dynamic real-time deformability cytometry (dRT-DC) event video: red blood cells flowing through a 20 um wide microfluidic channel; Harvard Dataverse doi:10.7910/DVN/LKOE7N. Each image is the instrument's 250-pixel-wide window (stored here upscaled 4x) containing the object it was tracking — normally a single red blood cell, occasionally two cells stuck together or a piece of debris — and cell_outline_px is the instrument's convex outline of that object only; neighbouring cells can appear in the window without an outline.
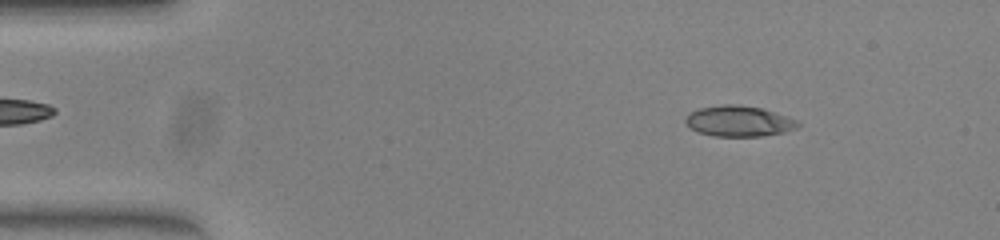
{"species": "common noctule bat (a hibernating species)", "species_latin": "Nyctalus noctula", "temperature_condition": "warm", "stored_images_in_passage": 50, "camera_frame_rate_fps": 3000, "um_per_image_px": 0.085, "animal": {"sex": "female", "body_mass_g": 23.0, "forearm_length_mm": 53.4}, "frame": {"image": 1, "passage_image": 6, "time_ms": 1.667, "image_size_px": [1000, 240], "cell_outline_px": [[800, 124], [796, 128], [784, 132], [764, 136], [712, 136], [700, 132], [692, 128], [684, 120], [692, 112], [700, 108], [720, 104], [736, 104], [764, 108], [788, 116], [796, 120]], "centroid_in_image_um": [62.85, 10.29], "position_along_channel_um": 22.2, "area_um2": 20.06}}
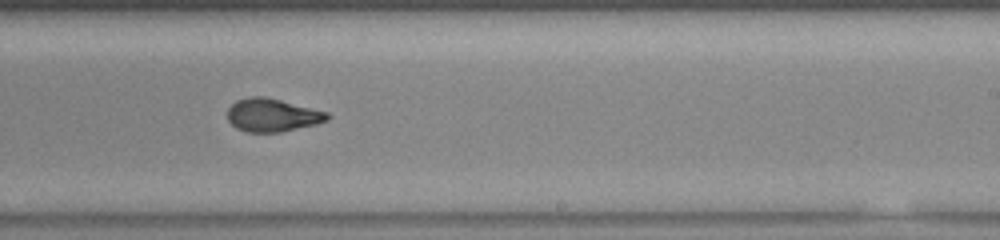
{"frame": {"image": 2, "passage_image": 30, "time_ms": 9.667, "image_size_px": [1000, 240], "cell_outline_px": [[332, 116], [328, 120], [316, 124], [280, 132], [244, 132], [236, 128], [228, 120], [228, 108], [236, 100], [252, 96], [264, 96], [328, 112]], "centroid_in_image_um": [23.15, 9.79], "position_along_channel_um": 265.9, "area_um2": 19.25}}
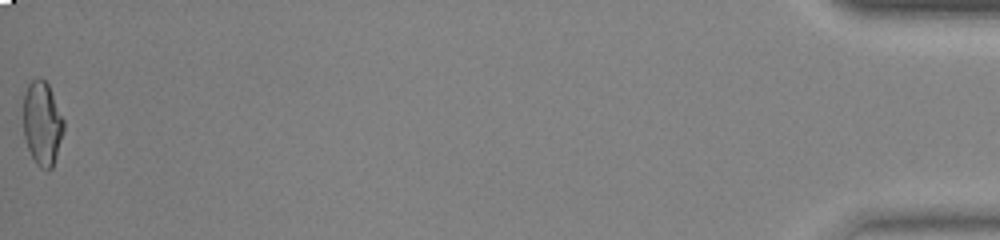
{"frame": {"image": 3, "passage_image": 50, "time_ms": 16.333, "image_size_px": [1000, 240], "cell_outline_px": [[64, 132], [52, 168], [48, 172], [40, 168], [36, 164], [28, 148], [24, 136], [24, 92], [28, 84], [36, 76], [40, 76], [48, 84], [64, 120]], "centroid_in_image_um": [3.59, 10.49], "position_along_channel_um": 431.6, "area_um2": 19.88}, "authors_computed_cell_mechanics": {"area_um2": 19.8254, "velocity_mm_per_s": 4.0381, "shape_relaxation_time_tau1_ms": null, "shape_relaxation_time_tau2_ms": 1.0369, "deformation_change_tau1": null, "deformation_change_tau2": 0.0574}}